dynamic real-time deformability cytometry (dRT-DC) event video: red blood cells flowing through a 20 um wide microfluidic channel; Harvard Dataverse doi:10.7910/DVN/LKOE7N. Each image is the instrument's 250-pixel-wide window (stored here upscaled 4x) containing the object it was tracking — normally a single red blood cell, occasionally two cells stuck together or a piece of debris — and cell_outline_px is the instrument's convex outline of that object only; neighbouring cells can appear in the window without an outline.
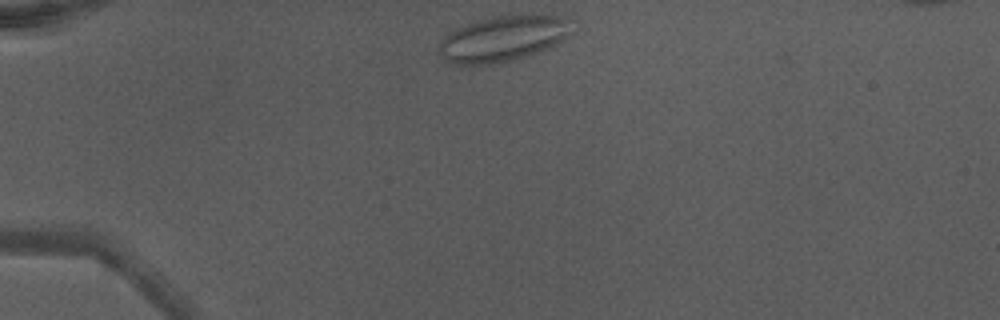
{"species": "Egyptian fruit bat (a non-hibernating species)", "species_latin": "Rousettus aegyptiacus", "temperature_condition": "warm", "stored_images_in_passage": 37, "camera_frame_rate_fps": 3000, "um_per_image_px": 0.085, "animal": {"sex": "male"}, "frame": {"image": 1, "passage_image": 1, "time_ms": 0.0, "image_size_px": [1000, 320], "cell_outline_px": [[580, 28], [572, 36], [552, 48], [500, 64], [452, 64], [440, 56], [440, 44], [444, 36], [452, 28], [476, 20], [492, 16], [528, 12], [532, 12], [564, 16], [572, 20]], "centroid_in_image_um": [42.94, 3.22], "position_along_channel_um": 42.1, "area_um2": 37.45}}
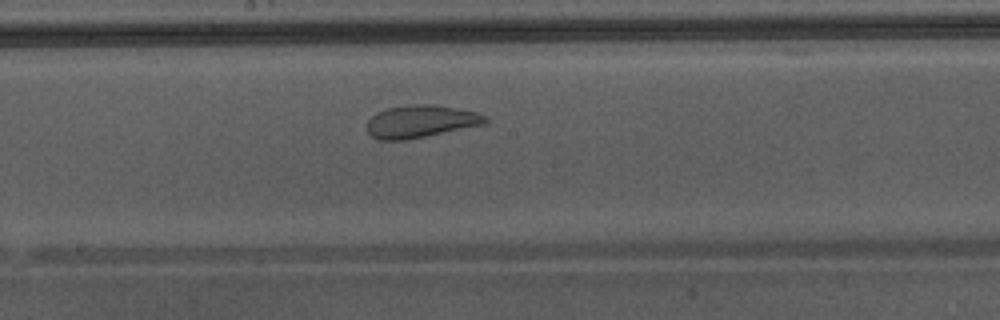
{"frame": {"image": 2, "passage_image": 16, "time_ms": 5.0, "image_size_px": [1000, 320], "cell_outline_px": [[488, 120], [484, 124], [404, 140], [380, 140], [372, 136], [368, 132], [368, 120], [376, 112], [388, 108], [408, 104], [432, 104], [456, 108], [476, 112], [484, 116]], "centroid_in_image_um": [35.72, 10.31], "position_along_channel_um": 212.5, "area_um2": 22.08}, "authors_computed_cell_mechanics": {"area_um2": 26.1834, "velocity_mm_per_s": 4.3411, "shape_relaxation_time_tau1_ms": null, "shape_relaxation_time_tau2_ms": 1.2447, "deformation_change_tau1": null, "deformation_change_tau2": 0.0789}}